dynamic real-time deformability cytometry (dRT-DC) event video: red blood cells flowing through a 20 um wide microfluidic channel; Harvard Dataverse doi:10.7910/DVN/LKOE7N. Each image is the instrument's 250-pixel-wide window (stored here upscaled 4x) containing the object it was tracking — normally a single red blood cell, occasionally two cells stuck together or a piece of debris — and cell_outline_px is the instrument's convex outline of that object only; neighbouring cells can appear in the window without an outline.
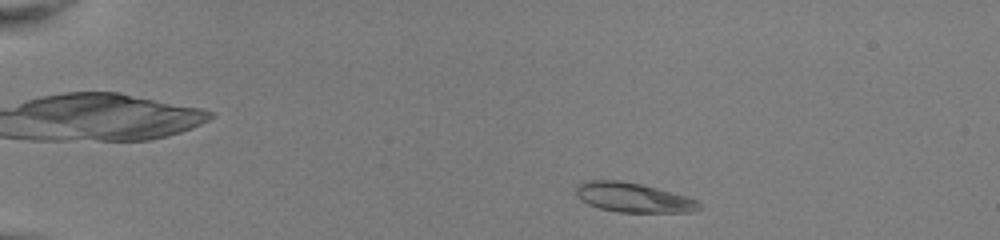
{"species": "common noctule bat (a hibernating species)", "species_latin": "Nyctalus noctula", "temperature_condition": "room temperature", "stored_images_in_passage": 45, "camera_frame_rate_fps": 3000, "um_per_image_px": 0.085, "animal": {"sex": "female", "body_mass_g": 22.0, "forearm_length_mm": 56.7}, "frame": {"image": 1, "passage_image": 4, "time_ms": 1.0, "image_size_px": [1000, 240], "cell_outline_px": [[700, 208], [692, 212], [620, 212], [600, 208], [588, 204], [580, 200], [576, 196], [576, 184], [584, 180], [620, 180], [640, 184], [688, 196], [696, 200], [700, 204]], "centroid_in_image_um": [53.78, 16.78], "position_along_channel_um": 31.2, "area_um2": 21.21}}
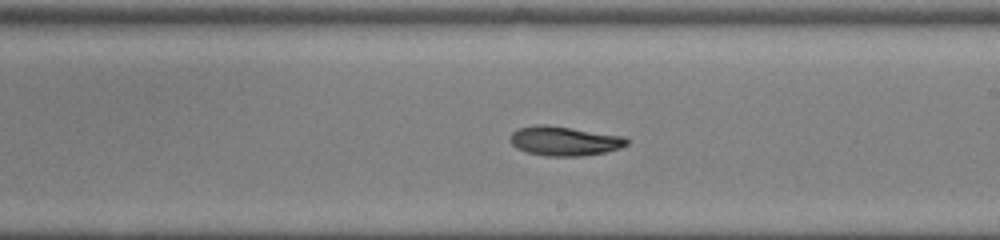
{"frame": {"image": 2, "passage_image": 26, "time_ms": 8.333, "image_size_px": [1000, 240], "cell_outline_px": [[628, 144], [620, 148], [604, 152], [580, 156], [544, 156], [528, 152], [516, 148], [508, 140], [512, 132], [520, 128], [536, 124], [544, 124], [624, 136], [628, 140]], "centroid_in_image_um": [47.94, 11.98], "position_along_channel_um": 241.1, "area_um2": 19.88}}
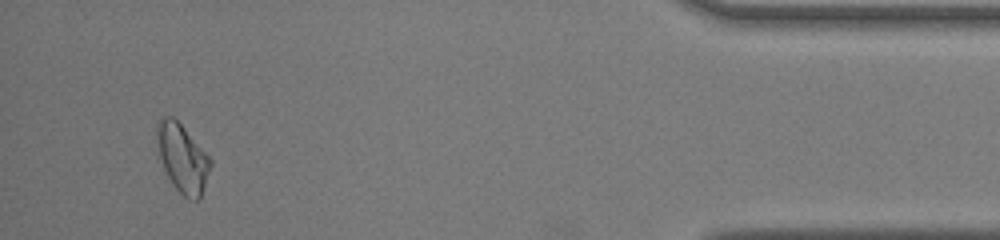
{"frame": {"image": 3, "passage_image": 43, "time_ms": 14.0, "image_size_px": [1000, 240], "cell_outline_px": [[212, 164], [200, 200], [188, 200], [172, 184], [160, 160], [156, 144], [156, 124], [164, 116], [172, 116], [184, 128], [212, 160]], "centroid_in_image_um": [15.5, 13.46], "position_along_channel_um": 419.7, "area_um2": 21.27}, "authors_computed_cell_mechanics": {"area_um2": 20.1722, "velocity_mm_per_s": 4.0499, "shape_relaxation_time_tau1_ms": 6.2871, "shape_relaxation_time_tau2_ms": 4.3396, "deformation_change_tau1": 0.1918, "deformation_change_tau2": 0.0945}}